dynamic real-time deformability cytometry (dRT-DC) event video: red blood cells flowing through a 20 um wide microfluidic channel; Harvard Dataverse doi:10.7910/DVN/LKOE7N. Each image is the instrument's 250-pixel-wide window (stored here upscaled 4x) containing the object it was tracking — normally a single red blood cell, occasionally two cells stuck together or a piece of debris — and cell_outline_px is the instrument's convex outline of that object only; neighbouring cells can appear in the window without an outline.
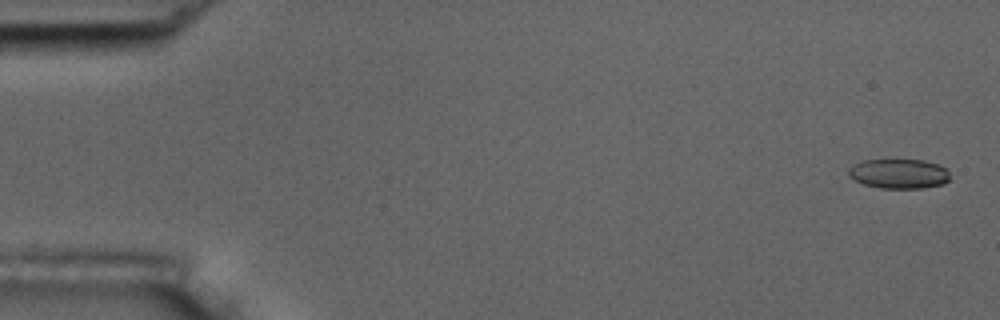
{"species": "common noctule bat (a hibernating species)", "species_latin": "Nyctalus noctula", "temperature_condition": "room temperature", "stored_images_in_passage": 5, "camera_frame_rate_fps": 3000, "um_per_image_px": 0.085, "animal": {"sex": "male", "body_mass_g": 17.5, "forearm_length_mm": 52.3}, "frame": {"image": 1, "passage_image": 1, "time_ms": 0.0, "image_size_px": [1000, 320], "cell_outline_px": [[948, 180], [944, 184], [924, 188], [880, 188], [864, 184], [848, 176], [848, 168], [852, 164], [864, 160], [924, 160], [948, 168]], "centroid_in_image_um": [76.4, 14.76], "position_along_channel_um": 8.6, "area_um2": 17.57}}
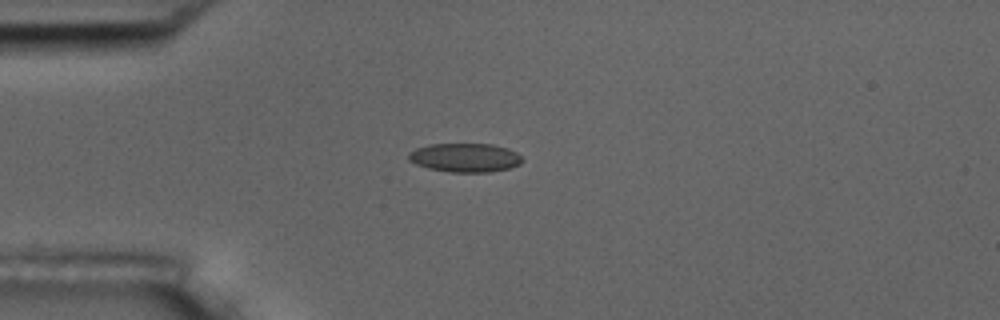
{"frame": {"image": 2, "passage_image": 4, "time_ms": 4.333, "image_size_px": [1000, 320], "cell_outline_px": [[524, 160], [520, 164], [508, 168], [488, 172], [448, 172], [428, 168], [416, 164], [408, 160], [408, 152], [416, 148], [428, 144], [492, 144], [508, 148], [516, 152]], "centroid_in_image_um": [39.51, 13.39], "position_along_channel_um": 45.5, "area_um2": 19.19}}
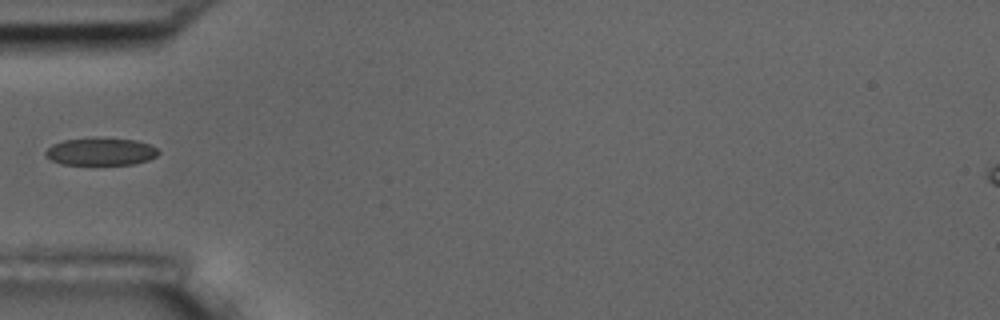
{"frame": {"image": 3, "passage_image": 5, "time_ms": 5.667, "image_size_px": [1000, 320], "cell_outline_px": [[160, 152], [156, 156], [148, 160], [132, 164], [60, 164], [44, 156], [44, 152], [52, 144], [64, 140], [136, 140], [148, 144], [156, 148]], "centroid_in_image_um": [8.54, 12.92], "position_along_channel_um": 76.5, "area_um2": 17.34}}